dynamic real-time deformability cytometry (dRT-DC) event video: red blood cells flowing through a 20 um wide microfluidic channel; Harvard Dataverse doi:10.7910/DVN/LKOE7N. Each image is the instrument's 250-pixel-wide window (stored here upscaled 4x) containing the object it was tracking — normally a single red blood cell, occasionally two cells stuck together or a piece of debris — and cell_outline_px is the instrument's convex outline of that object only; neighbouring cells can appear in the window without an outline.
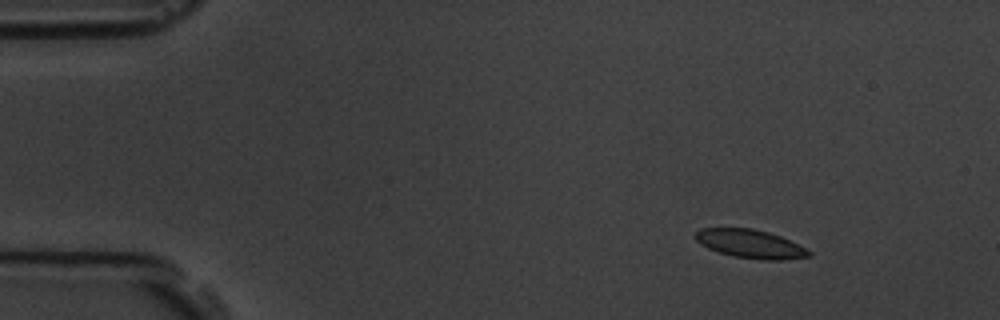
{"species": "common noctule bat (a hibernating species)", "species_latin": "Nyctalus noctula", "temperature_condition": "room temperature", "stored_images_in_passage": 5, "camera_frame_rate_fps": 3000, "um_per_image_px": 0.085, "animal": {"sex": "male", "body_mass_g": 19.5, "forearm_length_mm": 54.6}, "frame": {"image": 1, "passage_image": 2, "time_ms": 1.333, "image_size_px": [1000, 320], "cell_outline_px": [[812, 256], [780, 260], [764, 260], [736, 256], [720, 252], [708, 248], [700, 244], [696, 240], [696, 232], [700, 228], [752, 228], [768, 232], [780, 236], [812, 252]], "centroid_in_image_um": [63.77, 20.72], "position_along_channel_um": 21.2, "area_um2": 18.55}}
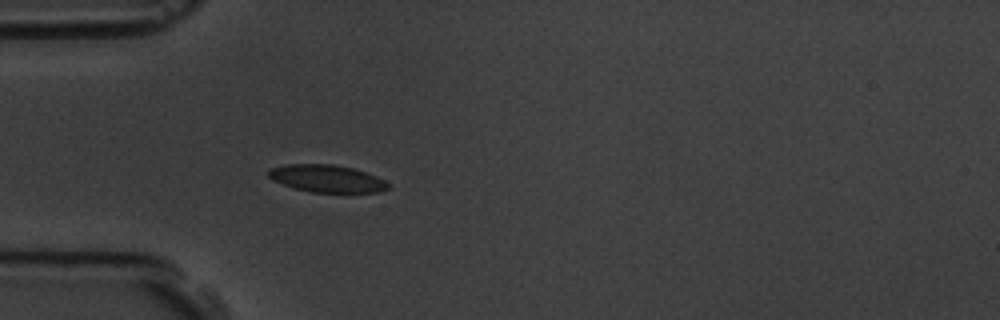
{"frame": {"image": 2, "passage_image": 5, "time_ms": 4.667, "image_size_px": [1000, 320], "cell_outline_px": [[392, 188], [380, 192], [312, 192], [296, 188], [272, 180], [268, 176], [268, 168], [284, 164], [332, 164], [352, 168], [376, 176], [384, 180]], "centroid_in_image_um": [27.77, 15.17], "position_along_channel_um": 57.2, "area_um2": 19.02}}